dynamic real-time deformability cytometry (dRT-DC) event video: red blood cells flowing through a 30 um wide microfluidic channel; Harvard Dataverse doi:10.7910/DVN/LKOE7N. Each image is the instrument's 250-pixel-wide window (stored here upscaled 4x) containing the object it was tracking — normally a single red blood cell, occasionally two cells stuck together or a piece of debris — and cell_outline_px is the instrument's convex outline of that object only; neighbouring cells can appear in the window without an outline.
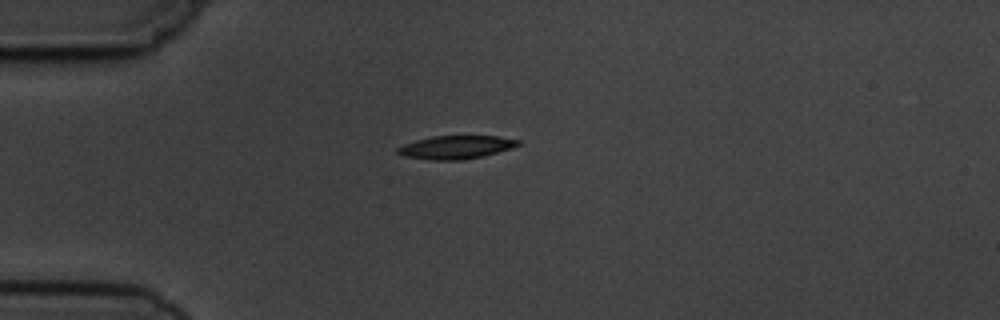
{"species": "common noctule bat (a hibernating species)", "species_latin": "Nyctalus noctula", "temperature_condition": "cold", "stored_images_in_passage": 1, "camera_frame_rate_fps": 3000, "um_per_image_px": 0.085, "animal": {"sex": "male", "body_mass_g": 19.5, "forearm_length_mm": 54.6}, "frame": {"image": 1, "passage_image": 1, "time_ms": 0.0, "image_size_px": [1000, 320], "cell_outline_px": [[524, 144], [512, 148], [484, 156], [460, 160], [432, 160], [404, 156], [396, 152], [396, 148], [404, 144], [416, 140], [432, 136], [496, 136], [520, 140]], "centroid_in_image_um": [38.79, 12.51], "position_along_channel_um": 46.2, "area_um2": 16.42}}